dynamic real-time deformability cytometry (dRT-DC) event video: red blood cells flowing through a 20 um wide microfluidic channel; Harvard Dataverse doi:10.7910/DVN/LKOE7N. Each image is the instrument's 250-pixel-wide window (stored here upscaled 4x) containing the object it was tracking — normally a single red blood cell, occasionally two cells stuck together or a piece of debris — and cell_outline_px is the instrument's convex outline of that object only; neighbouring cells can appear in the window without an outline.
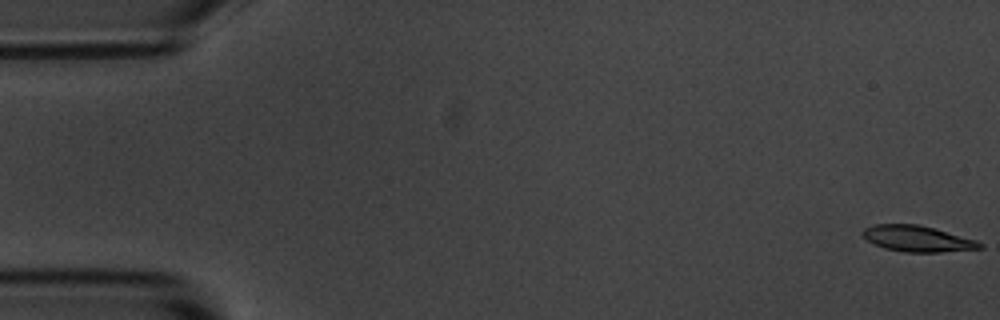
{"species": "common noctule bat (a hibernating species)", "species_latin": "Nyctalus noctula", "temperature_condition": "room temperature", "stored_images_in_passage": 55, "camera_frame_rate_fps": 3000, "um_per_image_px": 0.085, "animal": {"sex": "male", "body_mass_g": 20.1, "forearm_length_mm": 53.5}, "frame": {"image": 1, "passage_image": 1, "time_ms": 0.0, "image_size_px": [1000, 320], "cell_outline_px": [[984, 248], [940, 252], [904, 252], [884, 248], [868, 240], [860, 232], [864, 228], [876, 224], [916, 224], [932, 228], [976, 240], [984, 244]], "centroid_in_image_um": [77.98, 20.29], "position_along_channel_um": 7.0, "area_um2": 17.51}}
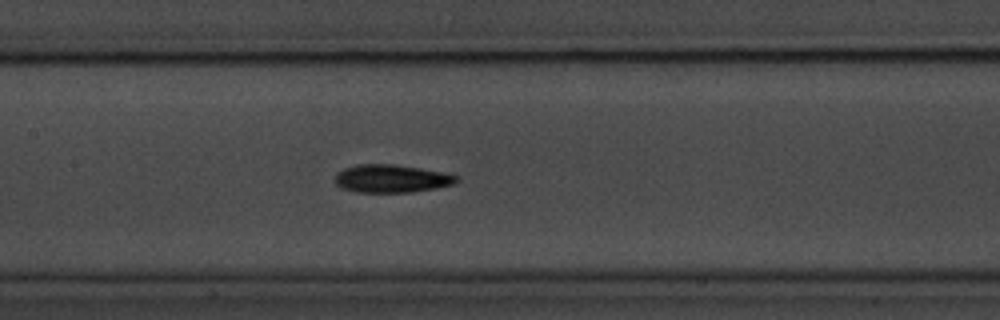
{"frame": {"image": 2, "passage_image": 26, "time_ms": 8.333, "image_size_px": [1000, 320], "cell_outline_px": [[460, 180], [456, 184], [436, 188], [412, 192], [356, 192], [340, 188], [336, 184], [336, 172], [344, 168], [356, 164], [392, 164], [420, 168], [444, 172], [460, 176]], "centroid_in_image_um": [33.31, 15.18], "position_along_channel_um": 174.1, "area_um2": 20.06}}
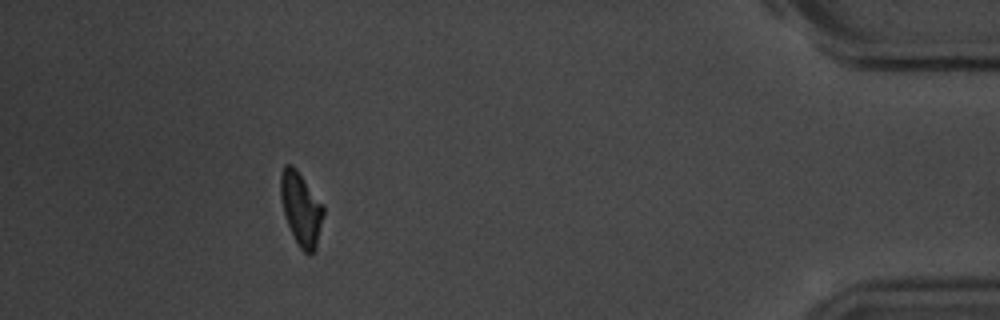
{"frame": {"image": 3, "passage_image": 50, "time_ms": 16.333, "image_size_px": [1000, 320], "cell_outline_px": [[324, 212], [316, 248], [312, 252], [304, 252], [300, 248], [288, 224], [284, 212], [280, 196], [280, 176], [284, 164], [292, 164], [296, 168], [324, 204]], "centroid_in_image_um": [25.59, 17.68], "position_along_channel_um": 409.6, "area_um2": 18.15}, "authors_computed_cell_mechanics": {"area_um2": 18.8428, "velocity_mm_per_s": 3.6616, "shape_relaxation_time_tau1_ms": 2.6253, "shape_relaxation_time_tau2_ms": 3.4364, "deformation_change_tau1": 0.1247, "deformation_change_tau2": 0.0953}}